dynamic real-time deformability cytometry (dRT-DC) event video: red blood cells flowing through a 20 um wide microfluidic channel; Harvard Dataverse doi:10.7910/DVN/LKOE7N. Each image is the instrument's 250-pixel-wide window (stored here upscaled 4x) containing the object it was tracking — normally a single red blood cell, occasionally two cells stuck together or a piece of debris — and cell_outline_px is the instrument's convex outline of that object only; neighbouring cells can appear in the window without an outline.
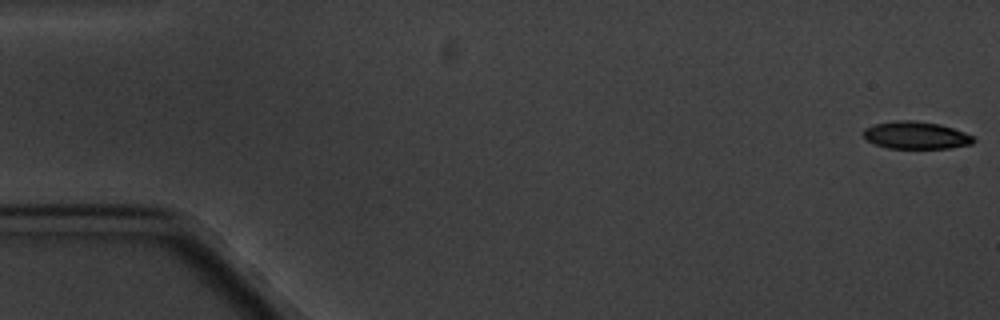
{"species": "common noctule bat (a hibernating species)", "species_latin": "Nyctalus noctula", "temperature_condition": "cold", "stored_images_in_passage": 7, "camera_frame_rate_fps": 3000, "um_per_image_px": 0.085, "animal": {"sex": "male", "body_mass_g": 20.1, "forearm_length_mm": 53.5}, "frame": {"image": 1, "passage_image": 1, "time_ms": 0.0, "image_size_px": [1000, 320], "cell_outline_px": [[976, 140], [972, 144], [952, 148], [888, 148], [876, 144], [868, 140], [860, 132], [864, 128], [876, 124], [896, 120], [912, 120], [940, 124], [964, 132], [972, 136]], "centroid_in_image_um": [77.86, 11.5], "position_along_channel_um": 7.1, "area_um2": 17.57}}
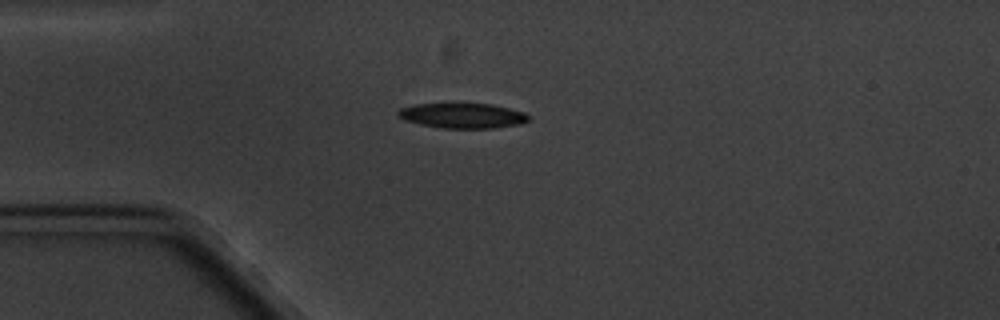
{"frame": {"image": 2, "passage_image": 5, "time_ms": 4.667, "image_size_px": [1000, 320], "cell_outline_px": [[528, 120], [520, 124], [492, 128], [440, 128], [420, 124], [404, 120], [396, 116], [396, 112], [400, 108], [416, 104], [492, 104], [524, 112], [528, 116]], "centroid_in_image_um": [39.26, 9.83], "position_along_channel_um": 45.7, "area_um2": 18.96}}